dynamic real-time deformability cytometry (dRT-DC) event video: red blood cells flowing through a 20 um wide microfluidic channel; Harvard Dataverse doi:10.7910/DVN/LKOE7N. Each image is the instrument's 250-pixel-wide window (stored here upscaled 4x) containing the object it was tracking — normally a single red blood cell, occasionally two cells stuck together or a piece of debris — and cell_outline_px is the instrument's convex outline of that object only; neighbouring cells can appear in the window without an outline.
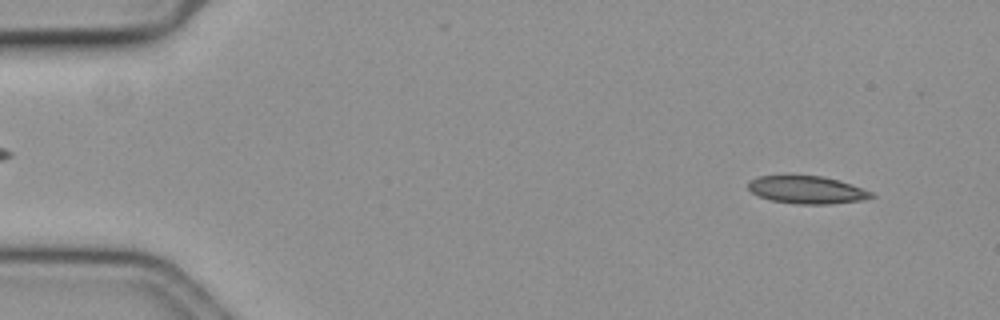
{"species": "common noctule bat (a hibernating species)", "species_latin": "Nyctalus noctula", "temperature_condition": "cold", "stored_images_in_passage": 46, "camera_frame_rate_fps": 3000, "um_per_image_px": 0.085, "animal": {"sex": "female", "body_mass_g": 19.3, "forearm_length_mm": 54.1}, "frame": {"image": 1, "passage_image": 5, "time_ms": 1.333, "image_size_px": [1000, 320], "cell_outline_px": [[876, 196], [864, 200], [832, 204], [796, 204], [772, 200], [760, 196], [752, 192], [748, 188], [748, 180], [760, 176], [820, 176], [836, 180], [872, 192]], "centroid_in_image_um": [68.58, 16.15], "position_along_channel_um": 16.4, "area_um2": 19.54}}
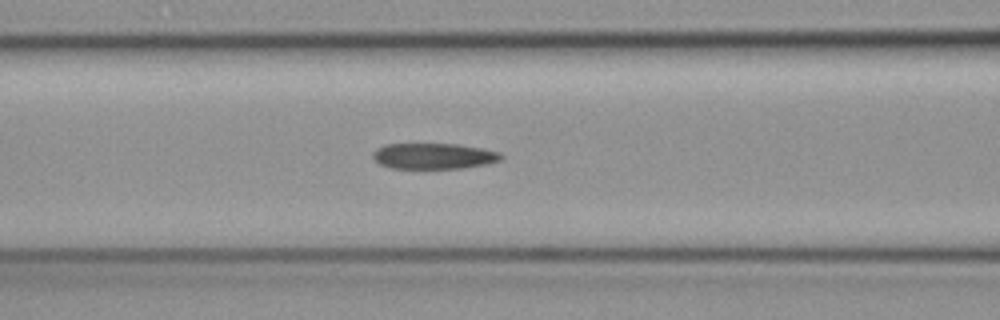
{"frame": {"image": 2, "passage_image": 24, "time_ms": 7.667, "image_size_px": [1000, 320], "cell_outline_px": [[504, 156], [500, 160], [484, 164], [460, 168], [392, 168], [380, 164], [372, 156], [372, 152], [376, 148], [384, 144], [456, 144], [484, 148], [500, 152]], "centroid_in_image_um": [36.86, 13.25], "position_along_channel_um": 129.7, "area_um2": 19.25}}
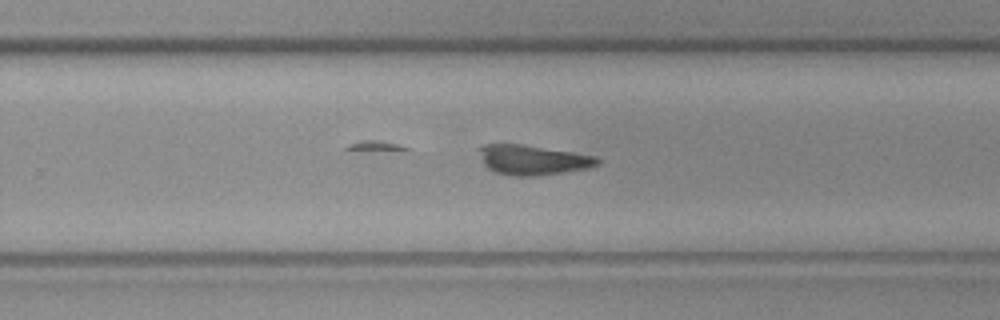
{"frame": {"image": 3, "passage_image": 37, "time_ms": 12.0, "image_size_px": [1000, 320], "cell_outline_px": [[600, 164], [588, 168], [564, 172], [536, 176], [512, 176], [496, 172], [488, 168], [484, 164], [476, 148], [484, 144], [520, 144], [572, 152], [596, 156], [600, 160]], "centroid_in_image_um": [45.26, 13.59], "position_along_channel_um": 284.5, "area_um2": 20.58}}